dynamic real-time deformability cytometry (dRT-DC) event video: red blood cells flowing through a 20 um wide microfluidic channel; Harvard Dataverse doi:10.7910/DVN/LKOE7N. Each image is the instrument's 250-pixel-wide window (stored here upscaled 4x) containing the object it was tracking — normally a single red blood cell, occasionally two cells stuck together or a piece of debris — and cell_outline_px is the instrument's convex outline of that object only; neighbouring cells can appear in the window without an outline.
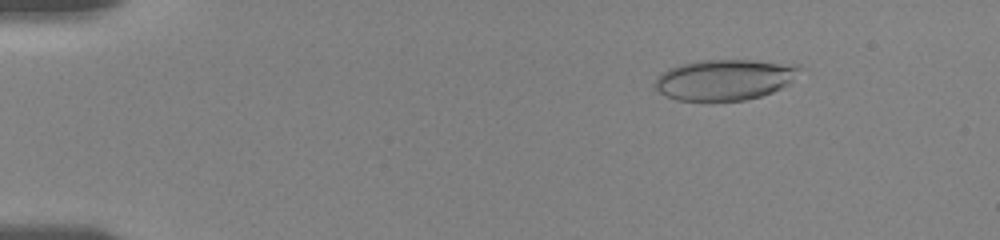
{"species": "human", "species_latin": "Homo sapiens", "temperature_condition": "room temperature", "stored_images_in_passage": 61, "camera_frame_rate_fps": 3000, "um_per_image_px": 0.085, "donor": {"sex": "female"}, "frame": {"image": 1, "passage_image": 10, "time_ms": 2.333, "image_size_px": [1000, 240], "cell_outline_px": [[804, 68], [788, 84], [772, 92], [760, 96], [744, 100], [676, 100], [652, 88], [652, 84], [656, 76], [668, 68], [680, 64], [700, 60], [756, 60], [800, 64]], "centroid_in_image_um": [61.59, 6.75], "position_along_channel_um": 23.4, "area_um2": 34.74}}
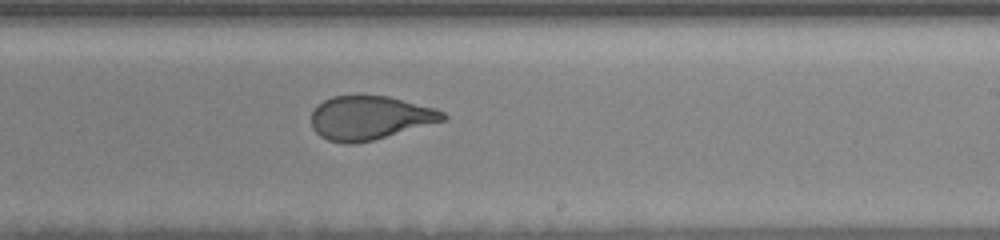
{"frame": {"image": 2, "passage_image": 36, "time_ms": 11.333, "image_size_px": [1000, 240], "cell_outline_px": [[448, 120], [372, 140], [352, 144], [348, 144], [328, 140], [320, 136], [312, 128], [312, 112], [316, 104], [332, 96], [388, 96], [436, 108], [444, 112], [448, 116]], "centroid_in_image_um": [31.45, 10.01], "position_along_channel_um": 257.5, "area_um2": 33.64}}
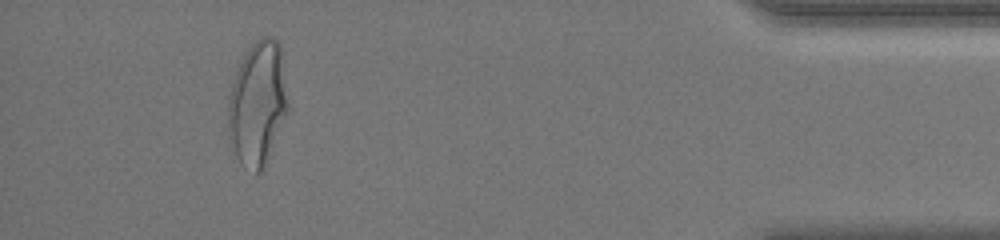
{"frame": {"image": 3, "passage_image": 58, "time_ms": 17.0, "image_size_px": [1000, 240], "cell_outline_px": [[288, 112], [264, 164], [260, 172], [256, 172], [240, 164], [236, 156], [228, 128], [228, 100], [236, 72], [244, 52], [260, 36], [272, 36], [280, 44], [288, 100]], "centroid_in_image_um": [21.9, 8.73], "position_along_channel_um": 413.3, "area_um2": 42.77}, "authors_computed_cell_mechanics": {"area_um2": 34.969, "velocity_mm_per_s": 3.6407, "shape_relaxation_time_tau1_ms": 5.8554, "shape_relaxation_time_tau2_ms": null, "deformation_change_tau1": 0.2013, "deformation_change_tau2": null}}